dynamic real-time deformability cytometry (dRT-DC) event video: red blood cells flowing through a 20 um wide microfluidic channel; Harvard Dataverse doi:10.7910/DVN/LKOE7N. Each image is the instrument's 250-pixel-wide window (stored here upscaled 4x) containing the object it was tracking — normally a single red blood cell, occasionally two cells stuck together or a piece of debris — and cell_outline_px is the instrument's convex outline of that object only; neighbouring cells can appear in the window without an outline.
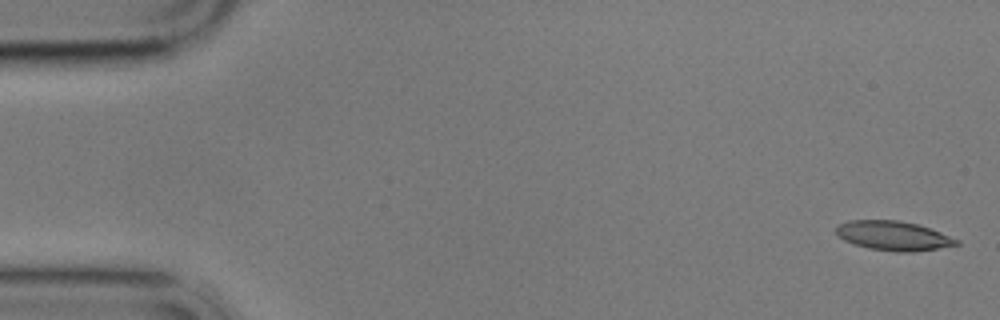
{"species": "common noctule bat (a hibernating species)", "species_latin": "Nyctalus noctula", "temperature_condition": "cold", "stored_images_in_passage": 8, "camera_frame_rate_fps": 3000, "um_per_image_px": 0.085, "animal": {"sex": "male", "body_mass_g": 17.9}, "frame": {"image": 1, "passage_image": 1, "time_ms": 0.0, "image_size_px": [1000, 320], "cell_outline_px": [[960, 244], [912, 252], [896, 252], [868, 248], [844, 240], [836, 232], [836, 228], [840, 224], [848, 220], [896, 220], [920, 224], [960, 240]], "centroid_in_image_um": [75.96, 20.03], "position_along_channel_um": 9.0, "area_um2": 20.46}}